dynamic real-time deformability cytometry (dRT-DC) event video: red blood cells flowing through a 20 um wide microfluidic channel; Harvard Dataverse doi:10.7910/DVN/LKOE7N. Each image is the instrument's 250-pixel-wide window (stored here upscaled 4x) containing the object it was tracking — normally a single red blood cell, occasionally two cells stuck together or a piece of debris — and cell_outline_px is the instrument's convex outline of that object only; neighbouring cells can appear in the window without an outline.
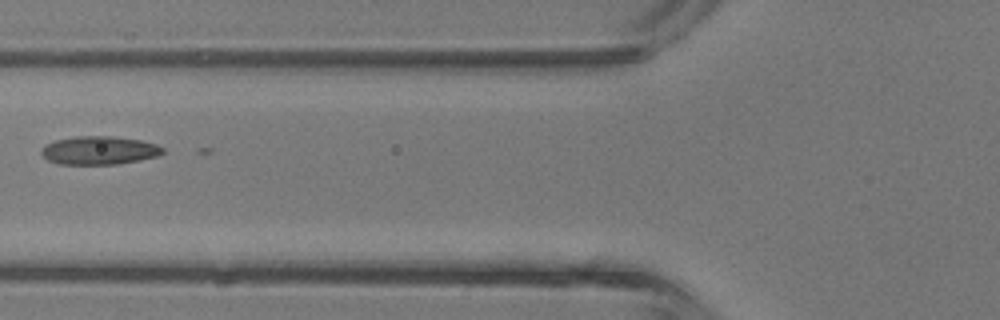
{"species": "common noctule bat (a hibernating species)", "species_latin": "Nyctalus noctula", "temperature_condition": "room temperature", "stored_images_in_passage": 17, "camera_frame_rate_fps": 3000, "um_per_image_px": 0.085, "animal": {"sex": "male", "body_mass_g": 13.3}, "frame": {"image": 1, "passage_image": 3, "time_ms": 0.667, "image_size_px": [1000, 320], "cell_outline_px": [[164, 152], [160, 156], [140, 160], [116, 164], [60, 164], [48, 160], [40, 152], [44, 144], [56, 140], [72, 136], [112, 136], [140, 140], [156, 144], [164, 148]], "centroid_in_image_um": [8.44, 12.78], "position_along_channel_um": 117.4, "area_um2": 20.17}}
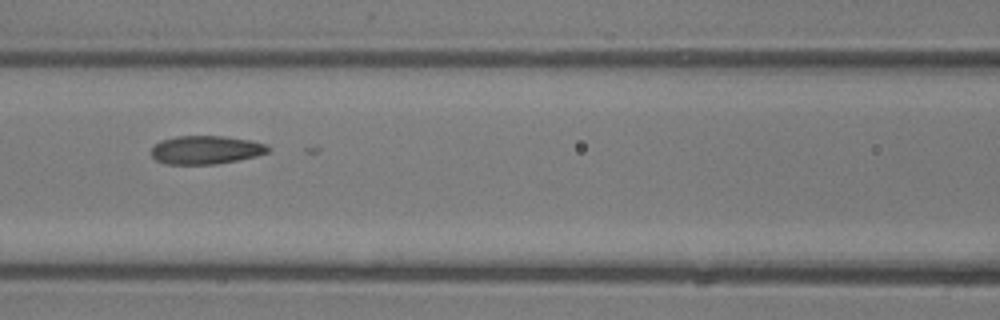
{"frame": {"image": 2, "passage_image": 5, "time_ms": 1.333, "image_size_px": [1000, 320], "cell_outline_px": [[268, 152], [256, 156], [216, 164], [164, 164], [156, 160], [152, 156], [152, 144], [160, 140], [176, 136], [224, 136], [252, 140], [264, 144], [268, 148]], "centroid_in_image_um": [17.44, 12.73], "position_along_channel_um": 149.2, "area_um2": 19.36}}
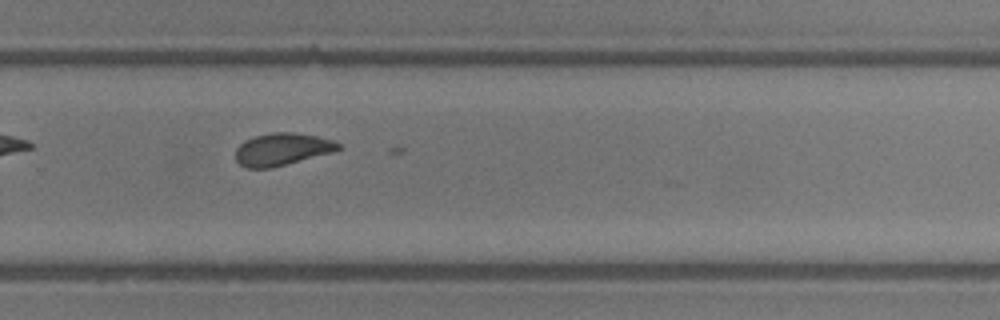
{"frame": {"image": 3, "passage_image": 15, "time_ms": 4.667, "image_size_px": [1000, 320], "cell_outline_px": [[340, 148], [332, 152], [272, 168], [248, 168], [240, 164], [236, 160], [236, 148], [244, 140], [256, 136], [272, 132], [292, 132], [316, 136], [332, 140], [340, 144]], "centroid_in_image_um": [23.95, 12.69], "position_along_channel_um": 305.9, "area_um2": 19.19}}